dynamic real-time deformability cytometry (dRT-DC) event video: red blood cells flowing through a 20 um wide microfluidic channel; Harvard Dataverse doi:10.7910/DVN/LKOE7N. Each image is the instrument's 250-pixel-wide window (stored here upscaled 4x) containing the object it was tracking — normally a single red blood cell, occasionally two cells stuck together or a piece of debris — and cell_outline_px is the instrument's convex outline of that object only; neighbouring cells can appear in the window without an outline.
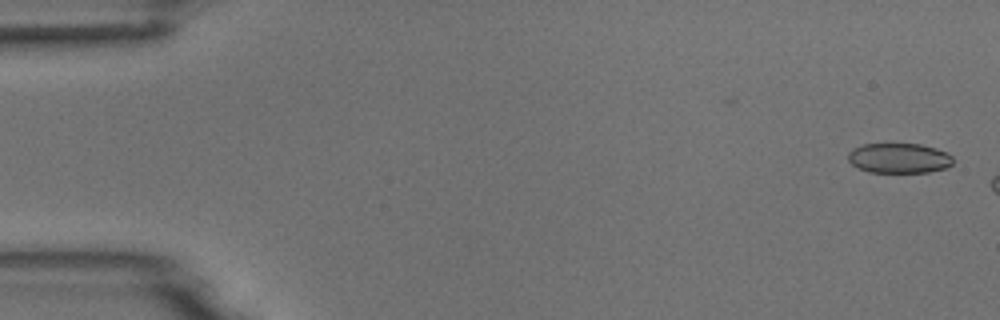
{"species": "common noctule bat (a hibernating species)", "species_latin": "Nyctalus noctula", "temperature_condition": "room temperature", "stored_images_in_passage": 8, "camera_frame_rate_fps": 3000, "um_per_image_px": 0.085, "animal": {"sex": "male", "body_mass_g": 18.8}, "frame": {"image": 1, "passage_image": 2, "time_ms": 0.333, "image_size_px": [1000, 320], "cell_outline_px": [[952, 164], [948, 168], [928, 172], [868, 172], [852, 164], [848, 160], [848, 152], [852, 148], [864, 144], [920, 144], [936, 148], [948, 152], [952, 156]], "centroid_in_image_um": [76.44, 13.44], "position_along_channel_um": 8.6, "area_um2": 18.44}}